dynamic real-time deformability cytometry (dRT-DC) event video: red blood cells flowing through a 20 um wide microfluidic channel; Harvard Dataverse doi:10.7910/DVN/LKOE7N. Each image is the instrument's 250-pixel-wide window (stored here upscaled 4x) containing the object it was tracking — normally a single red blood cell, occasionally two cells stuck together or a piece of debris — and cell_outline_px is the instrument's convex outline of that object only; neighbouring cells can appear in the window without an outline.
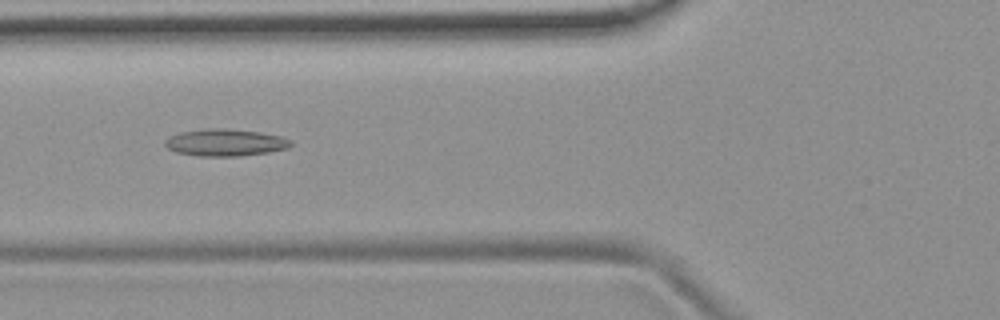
{"species": "common noctule bat (a hibernating species)", "species_latin": "Nyctalus noctula", "temperature_condition": "room temperature", "stored_images_in_passage": 42, "camera_frame_rate_fps": 3000, "um_per_image_px": 0.085, "animal": {"sex": "female", "body_mass_g": 19.9}, "frame": {"image": 1, "passage_image": 9, "time_ms": 2.667, "image_size_px": [1000, 320], "cell_outline_px": [[292, 144], [288, 148], [268, 152], [240, 156], [196, 156], [176, 152], [168, 148], [164, 144], [164, 140], [168, 136], [180, 132], [208, 128], [224, 128], [260, 132], [280, 136], [292, 140]], "centroid_in_image_um": [19.12, 12.11], "position_along_channel_um": 106.7, "area_um2": 19.94}}
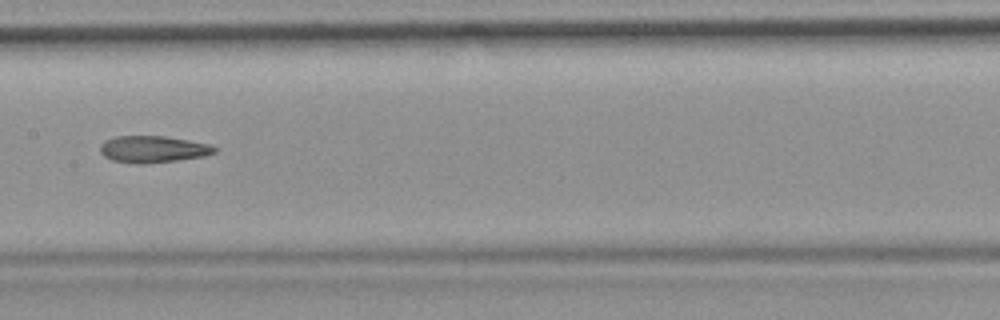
{"frame": {"image": 2, "passage_image": 16, "time_ms": 5.0, "image_size_px": [1000, 320], "cell_outline_px": [[216, 152], [204, 156], [176, 160], [140, 164], [136, 164], [112, 160], [104, 156], [100, 152], [100, 144], [104, 140], [116, 136], [164, 136], [188, 140], [208, 144], [216, 148]], "centroid_in_image_um": [12.96, 12.68], "position_along_channel_um": 194.4, "area_um2": 17.74}}
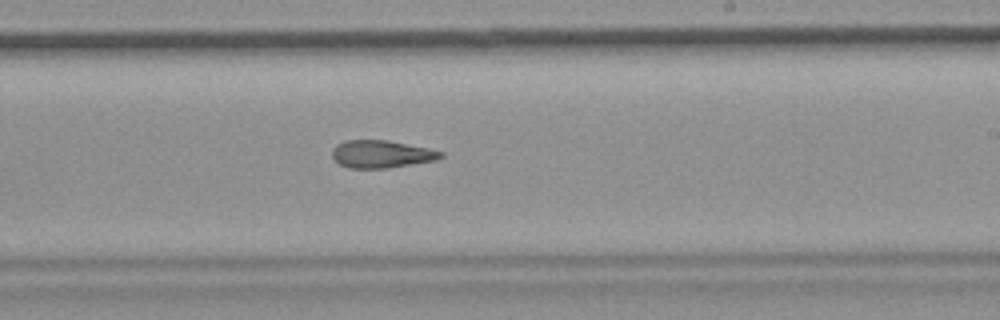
{"frame": {"image": 3, "passage_image": 21, "time_ms": 6.667, "image_size_px": [1000, 320], "cell_outline_px": [[444, 156], [436, 160], [388, 168], [348, 168], [340, 164], [332, 156], [332, 148], [336, 144], [348, 140], [388, 140], [428, 148], [444, 152]], "centroid_in_image_um": [32.42, 13.09], "position_along_channel_um": 256.6, "area_um2": 17.46}, "authors_computed_cell_mechanics": {"area_um2": 18.1492, "velocity_mm_per_s": 3.7485, "shape_relaxation_time_tau1_ms": null, "shape_relaxation_time_tau2_ms": 6.0423, "deformation_change_tau1": null, "deformation_change_tau2": 0.176}}